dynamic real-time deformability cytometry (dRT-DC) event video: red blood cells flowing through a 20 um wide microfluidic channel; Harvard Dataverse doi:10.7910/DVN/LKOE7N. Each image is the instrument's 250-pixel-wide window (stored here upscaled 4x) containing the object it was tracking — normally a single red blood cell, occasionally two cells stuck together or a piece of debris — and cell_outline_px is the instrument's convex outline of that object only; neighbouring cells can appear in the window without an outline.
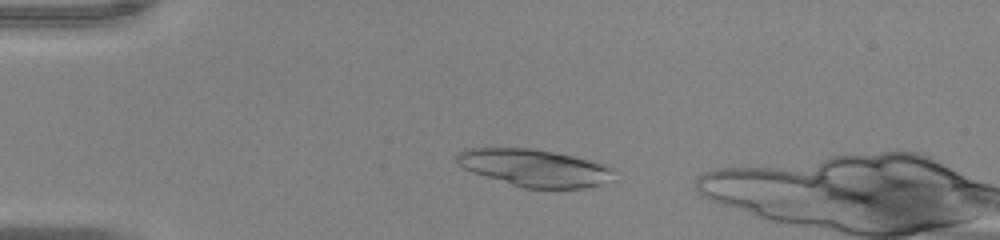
{"species": "common noctule bat (a hibernating species)", "species_latin": "Nyctalus noctula", "temperature_condition": "warm", "stored_images_in_passage": 40, "camera_frame_rate_fps": 3000, "um_per_image_px": 0.085, "animal": {"sex": "male", "body_mass_g": 20.0, "forearm_length_mm": 53.3}, "frame": {"image": 1, "passage_image": 6, "time_ms": 1.667, "image_size_px": [1000, 240], "cell_outline_px": [[616, 180], [584, 188], [524, 188], [472, 172], [464, 168], [456, 160], [456, 152], [464, 148], [528, 148], [552, 152], [572, 156], [604, 164], [616, 168]], "centroid_in_image_um": [45.49, 14.27], "position_along_channel_um": 39.5, "area_um2": 34.22}}
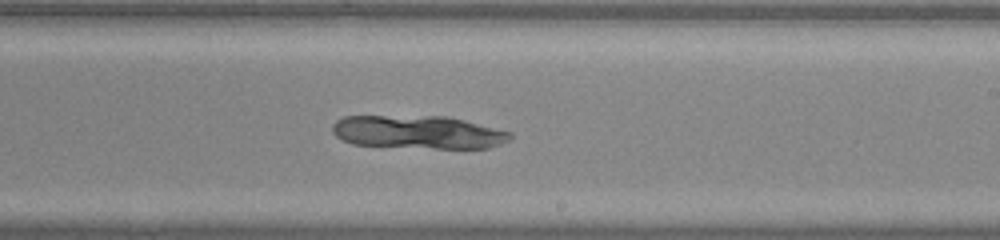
{"frame": {"image": 2, "passage_image": 25, "time_ms": 8.0, "image_size_px": [1000, 240], "cell_outline_px": [[512, 140], [488, 148], [436, 148], [352, 144], [340, 140], [332, 132], [332, 124], [336, 120], [344, 116], [448, 116], [512, 132]], "centroid_in_image_um": [35.54, 11.23], "position_along_channel_um": 253.5, "area_um2": 34.51}}